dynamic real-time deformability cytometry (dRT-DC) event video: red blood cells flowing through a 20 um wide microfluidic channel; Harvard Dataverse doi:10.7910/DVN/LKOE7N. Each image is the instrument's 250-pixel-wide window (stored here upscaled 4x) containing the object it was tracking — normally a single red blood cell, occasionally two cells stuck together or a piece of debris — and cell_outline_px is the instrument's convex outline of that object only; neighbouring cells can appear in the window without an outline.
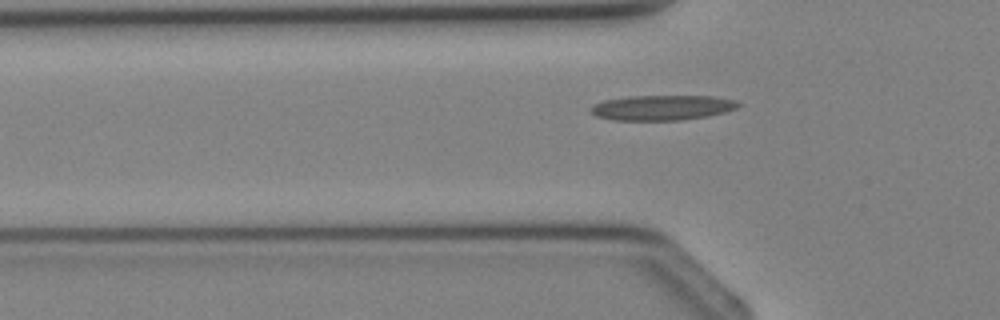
{"species": "Egyptian fruit bat (a non-hibernating species)", "species_latin": "Rousettus aegyptiacus", "temperature_condition": "cold", "stored_images_in_passage": 3, "camera_frame_rate_fps": 3000, "um_per_image_px": 0.085, "animal": {"sex": "female"}, "frame": {"image": 1, "passage_image": 3, "time_ms": 3.333, "image_size_px": [1000, 320], "cell_outline_px": [[740, 104], [736, 108], [724, 112], [708, 116], [680, 120], [612, 120], [596, 116], [592, 112], [592, 108], [596, 104], [604, 100], [628, 96], [712, 96], [736, 100]], "centroid_in_image_um": [56.3, 9.15], "position_along_channel_um": 69.5, "area_um2": 21.39}}